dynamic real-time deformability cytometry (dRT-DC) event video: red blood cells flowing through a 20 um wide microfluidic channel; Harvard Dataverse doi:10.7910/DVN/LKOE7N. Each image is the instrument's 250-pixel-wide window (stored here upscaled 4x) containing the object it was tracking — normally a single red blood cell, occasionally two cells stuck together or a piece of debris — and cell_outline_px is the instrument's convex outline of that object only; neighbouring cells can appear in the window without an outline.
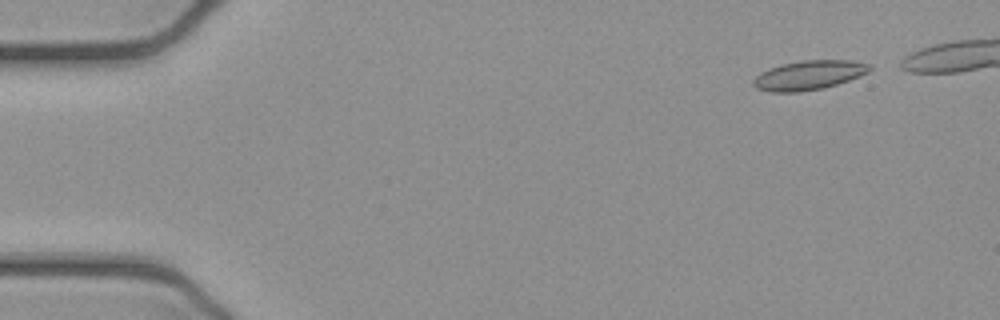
{"species": "common noctule bat (a hibernating species)", "species_latin": "Nyctalus noctula", "temperature_condition": "cold", "stored_images_in_passage": 43, "camera_frame_rate_fps": 3000, "um_per_image_px": 0.085, "animal": {"sex": "female", "body_mass_g": 21.9}, "frame": {"image": 1, "passage_image": 2, "time_ms": 0.333, "image_size_px": [1000, 320], "cell_outline_px": [[872, 68], [868, 72], [860, 76], [824, 88], [800, 92], [768, 92], [756, 88], [752, 84], [752, 80], [760, 72], [768, 68], [800, 60], [852, 60], [872, 64]], "centroid_in_image_um": [68.74, 6.39], "position_along_channel_um": 16.3, "area_um2": 20.06}}
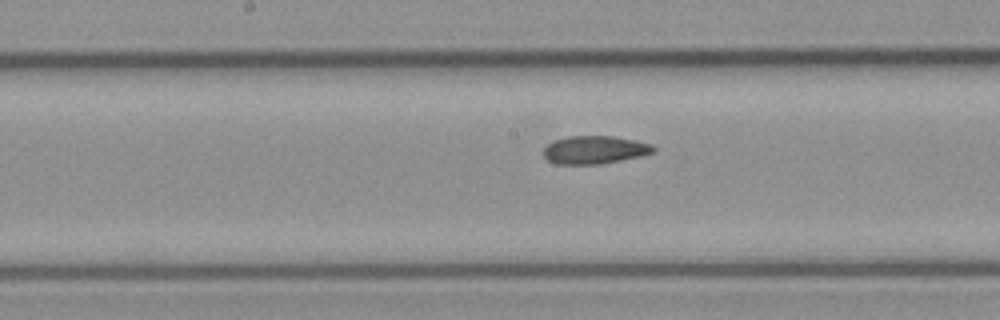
{"frame": {"image": 2, "passage_image": 24, "time_ms": 7.667, "image_size_px": [1000, 320], "cell_outline_px": [[656, 152], [640, 156], [600, 164], [556, 164], [548, 160], [544, 156], [544, 148], [548, 144], [556, 140], [568, 136], [612, 136], [636, 140], [652, 144], [656, 148]], "centroid_in_image_um": [50.58, 12.73], "position_along_channel_um": 197.6, "area_um2": 17.92}}
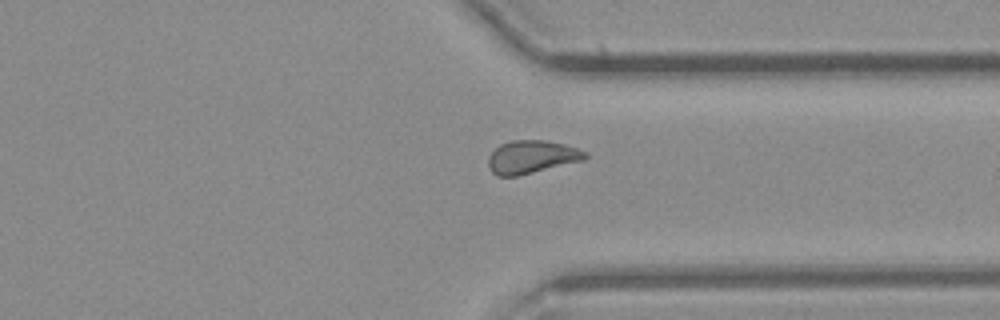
{"frame": {"image": 3, "passage_image": 37, "time_ms": 12.0, "image_size_px": [1000, 320], "cell_outline_px": [[588, 156], [584, 160], [516, 176], [496, 176], [492, 172], [488, 164], [488, 156], [500, 144], [512, 140], [544, 140], [564, 144], [588, 152]], "centroid_in_image_um": [45.19, 13.33], "position_along_channel_um": 366.2, "area_um2": 18.55}}